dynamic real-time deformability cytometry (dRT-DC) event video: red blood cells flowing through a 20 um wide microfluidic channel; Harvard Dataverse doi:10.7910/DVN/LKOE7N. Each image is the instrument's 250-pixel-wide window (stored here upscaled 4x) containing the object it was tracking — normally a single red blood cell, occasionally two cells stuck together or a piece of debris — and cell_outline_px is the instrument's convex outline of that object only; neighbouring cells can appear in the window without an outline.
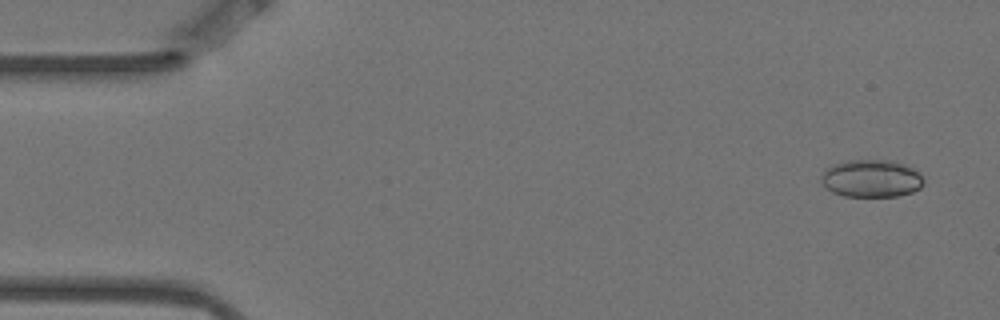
{"species": "Egyptian fruit bat (a non-hibernating species)", "species_latin": "Rousettus aegyptiacus", "temperature_condition": "warm", "stored_images_in_passage": 5, "camera_frame_rate_fps": 3000, "um_per_image_px": 0.085, "animal": {"sex": "female"}, "frame": {"image": 1, "passage_image": 1, "time_ms": 0.0, "image_size_px": [1000, 320], "cell_outline_px": [[924, 184], [920, 188], [912, 192], [896, 196], [844, 196], [832, 192], [820, 180], [820, 176], [828, 168], [836, 164], [848, 160], [896, 160], [912, 168], [924, 180]], "centroid_in_image_um": [74.08, 15.17], "position_along_channel_um": 10.9, "area_um2": 22.25}}
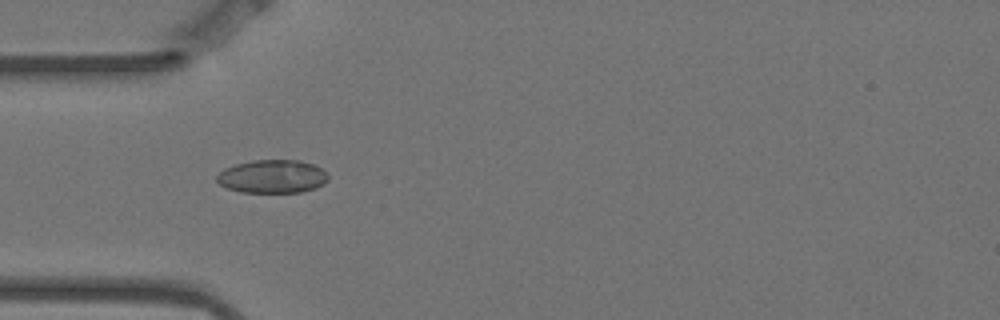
{"frame": {"image": 2, "passage_image": 4, "time_ms": 1.0, "image_size_px": [1000, 320], "cell_outline_px": [[328, 180], [324, 184], [316, 188], [300, 192], [240, 192], [228, 188], [220, 184], [216, 180], [216, 176], [224, 168], [236, 164], [252, 160], [300, 160], [312, 164], [320, 168], [328, 176]], "centroid_in_image_um": [23.14, 15.0], "position_along_channel_um": 61.9, "area_um2": 21.56}}
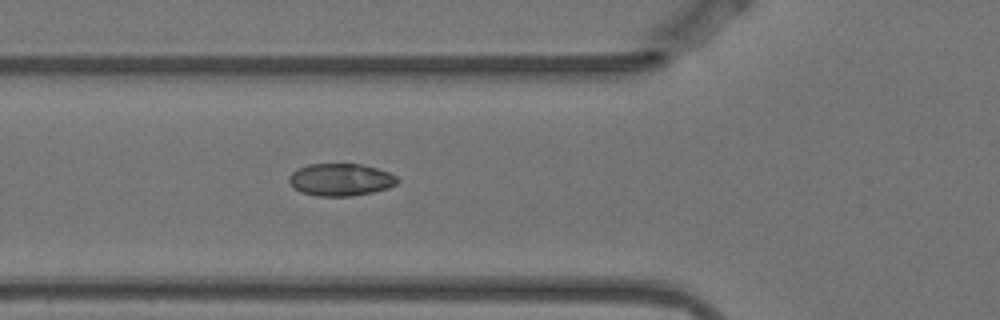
{"frame": {"image": 3, "passage_image": 5, "time_ms": 1.333, "image_size_px": [1000, 320], "cell_outline_px": [[400, 180], [396, 184], [388, 188], [372, 192], [352, 196], [316, 196], [300, 192], [288, 180], [288, 176], [296, 168], [308, 164], [360, 164], [376, 168], [388, 172], [396, 176]], "centroid_in_image_um": [28.94, 15.27], "position_along_channel_um": 96.9, "area_um2": 20.46}}